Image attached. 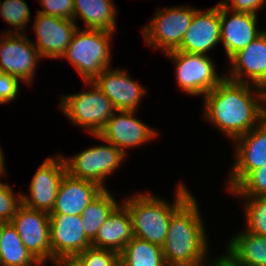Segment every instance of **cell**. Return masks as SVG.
<instances>
[{"label": "cell", "mask_w": 266, "mask_h": 266, "mask_svg": "<svg viewBox=\"0 0 266 266\" xmlns=\"http://www.w3.org/2000/svg\"><path fill=\"white\" fill-rule=\"evenodd\" d=\"M0 16L11 27H15L14 30L9 29L8 33H23V29L31 19L29 7L24 0H4L2 3L0 1Z\"/></svg>", "instance_id": "28"}, {"label": "cell", "mask_w": 266, "mask_h": 266, "mask_svg": "<svg viewBox=\"0 0 266 266\" xmlns=\"http://www.w3.org/2000/svg\"><path fill=\"white\" fill-rule=\"evenodd\" d=\"M177 187L173 204L151 193L135 194L124 200L123 205L131 216L134 237L162 247L172 215L192 196L181 183Z\"/></svg>", "instance_id": "3"}, {"label": "cell", "mask_w": 266, "mask_h": 266, "mask_svg": "<svg viewBox=\"0 0 266 266\" xmlns=\"http://www.w3.org/2000/svg\"><path fill=\"white\" fill-rule=\"evenodd\" d=\"M126 73L109 67L93 82L111 100L116 111H137L146 90Z\"/></svg>", "instance_id": "19"}, {"label": "cell", "mask_w": 266, "mask_h": 266, "mask_svg": "<svg viewBox=\"0 0 266 266\" xmlns=\"http://www.w3.org/2000/svg\"><path fill=\"white\" fill-rule=\"evenodd\" d=\"M41 265L25 248L16 228L11 222H3L0 240V266Z\"/></svg>", "instance_id": "24"}, {"label": "cell", "mask_w": 266, "mask_h": 266, "mask_svg": "<svg viewBox=\"0 0 266 266\" xmlns=\"http://www.w3.org/2000/svg\"><path fill=\"white\" fill-rule=\"evenodd\" d=\"M211 262H212L211 265L209 262L208 266H237L231 260H229L224 254Z\"/></svg>", "instance_id": "36"}, {"label": "cell", "mask_w": 266, "mask_h": 266, "mask_svg": "<svg viewBox=\"0 0 266 266\" xmlns=\"http://www.w3.org/2000/svg\"><path fill=\"white\" fill-rule=\"evenodd\" d=\"M230 193L235 196H266V165L254 169Z\"/></svg>", "instance_id": "29"}, {"label": "cell", "mask_w": 266, "mask_h": 266, "mask_svg": "<svg viewBox=\"0 0 266 266\" xmlns=\"http://www.w3.org/2000/svg\"><path fill=\"white\" fill-rule=\"evenodd\" d=\"M21 196L22 193L17 195L9 184L0 183V221L11 222L22 204Z\"/></svg>", "instance_id": "31"}, {"label": "cell", "mask_w": 266, "mask_h": 266, "mask_svg": "<svg viewBox=\"0 0 266 266\" xmlns=\"http://www.w3.org/2000/svg\"><path fill=\"white\" fill-rule=\"evenodd\" d=\"M134 237L128 209L120 204L99 228L92 247L108 249L120 254Z\"/></svg>", "instance_id": "21"}, {"label": "cell", "mask_w": 266, "mask_h": 266, "mask_svg": "<svg viewBox=\"0 0 266 266\" xmlns=\"http://www.w3.org/2000/svg\"><path fill=\"white\" fill-rule=\"evenodd\" d=\"M225 256L237 266H266V237L247 231L233 236Z\"/></svg>", "instance_id": "22"}, {"label": "cell", "mask_w": 266, "mask_h": 266, "mask_svg": "<svg viewBox=\"0 0 266 266\" xmlns=\"http://www.w3.org/2000/svg\"><path fill=\"white\" fill-rule=\"evenodd\" d=\"M113 0H74L73 20L80 17L85 29L115 32L117 11Z\"/></svg>", "instance_id": "23"}, {"label": "cell", "mask_w": 266, "mask_h": 266, "mask_svg": "<svg viewBox=\"0 0 266 266\" xmlns=\"http://www.w3.org/2000/svg\"><path fill=\"white\" fill-rule=\"evenodd\" d=\"M108 189H104L82 212L83 229L92 242L112 212L120 205Z\"/></svg>", "instance_id": "26"}, {"label": "cell", "mask_w": 266, "mask_h": 266, "mask_svg": "<svg viewBox=\"0 0 266 266\" xmlns=\"http://www.w3.org/2000/svg\"><path fill=\"white\" fill-rule=\"evenodd\" d=\"M11 223L25 248L41 265L52 260L49 213L21 204Z\"/></svg>", "instance_id": "10"}, {"label": "cell", "mask_w": 266, "mask_h": 266, "mask_svg": "<svg viewBox=\"0 0 266 266\" xmlns=\"http://www.w3.org/2000/svg\"><path fill=\"white\" fill-rule=\"evenodd\" d=\"M53 266H82L75 257H58L51 260Z\"/></svg>", "instance_id": "35"}, {"label": "cell", "mask_w": 266, "mask_h": 266, "mask_svg": "<svg viewBox=\"0 0 266 266\" xmlns=\"http://www.w3.org/2000/svg\"><path fill=\"white\" fill-rule=\"evenodd\" d=\"M33 29L37 44L34 47L42 58L59 59L64 55L78 29L74 20L36 13Z\"/></svg>", "instance_id": "15"}, {"label": "cell", "mask_w": 266, "mask_h": 266, "mask_svg": "<svg viewBox=\"0 0 266 266\" xmlns=\"http://www.w3.org/2000/svg\"><path fill=\"white\" fill-rule=\"evenodd\" d=\"M197 9L177 6L157 10L154 18L142 29L146 44L163 53L177 50Z\"/></svg>", "instance_id": "6"}, {"label": "cell", "mask_w": 266, "mask_h": 266, "mask_svg": "<svg viewBox=\"0 0 266 266\" xmlns=\"http://www.w3.org/2000/svg\"><path fill=\"white\" fill-rule=\"evenodd\" d=\"M90 90L62 96L60 108L75 125L87 128L91 135H97L116 112L111 100L93 81L85 82Z\"/></svg>", "instance_id": "5"}, {"label": "cell", "mask_w": 266, "mask_h": 266, "mask_svg": "<svg viewBox=\"0 0 266 266\" xmlns=\"http://www.w3.org/2000/svg\"><path fill=\"white\" fill-rule=\"evenodd\" d=\"M19 79L0 72V104L10 102L18 96Z\"/></svg>", "instance_id": "33"}, {"label": "cell", "mask_w": 266, "mask_h": 266, "mask_svg": "<svg viewBox=\"0 0 266 266\" xmlns=\"http://www.w3.org/2000/svg\"><path fill=\"white\" fill-rule=\"evenodd\" d=\"M80 30L78 27L62 58L70 60L84 82H91L110 67L113 33L85 28Z\"/></svg>", "instance_id": "4"}, {"label": "cell", "mask_w": 266, "mask_h": 266, "mask_svg": "<svg viewBox=\"0 0 266 266\" xmlns=\"http://www.w3.org/2000/svg\"><path fill=\"white\" fill-rule=\"evenodd\" d=\"M265 1L266 0H224L220 3L224 7L235 12L257 15L258 9H260L264 5Z\"/></svg>", "instance_id": "34"}, {"label": "cell", "mask_w": 266, "mask_h": 266, "mask_svg": "<svg viewBox=\"0 0 266 266\" xmlns=\"http://www.w3.org/2000/svg\"><path fill=\"white\" fill-rule=\"evenodd\" d=\"M98 184L77 179L67 172L62 177L51 213L82 215L86 207L103 191Z\"/></svg>", "instance_id": "20"}, {"label": "cell", "mask_w": 266, "mask_h": 266, "mask_svg": "<svg viewBox=\"0 0 266 266\" xmlns=\"http://www.w3.org/2000/svg\"><path fill=\"white\" fill-rule=\"evenodd\" d=\"M251 86L255 88L252 90ZM204 98L206 119L231 140L246 134L266 118V90L251 83L224 78Z\"/></svg>", "instance_id": "1"}, {"label": "cell", "mask_w": 266, "mask_h": 266, "mask_svg": "<svg viewBox=\"0 0 266 266\" xmlns=\"http://www.w3.org/2000/svg\"><path fill=\"white\" fill-rule=\"evenodd\" d=\"M50 244L52 260L58 257H75L92 246L83 229L81 215L50 213Z\"/></svg>", "instance_id": "14"}, {"label": "cell", "mask_w": 266, "mask_h": 266, "mask_svg": "<svg viewBox=\"0 0 266 266\" xmlns=\"http://www.w3.org/2000/svg\"><path fill=\"white\" fill-rule=\"evenodd\" d=\"M4 158L5 157L3 156V152H2L1 147H0V177L6 174L5 173V171H6L5 169L6 168H4L5 167Z\"/></svg>", "instance_id": "37"}, {"label": "cell", "mask_w": 266, "mask_h": 266, "mask_svg": "<svg viewBox=\"0 0 266 266\" xmlns=\"http://www.w3.org/2000/svg\"><path fill=\"white\" fill-rule=\"evenodd\" d=\"M120 255V266H166L162 247L133 237Z\"/></svg>", "instance_id": "25"}, {"label": "cell", "mask_w": 266, "mask_h": 266, "mask_svg": "<svg viewBox=\"0 0 266 266\" xmlns=\"http://www.w3.org/2000/svg\"><path fill=\"white\" fill-rule=\"evenodd\" d=\"M166 266H186V265H166Z\"/></svg>", "instance_id": "39"}, {"label": "cell", "mask_w": 266, "mask_h": 266, "mask_svg": "<svg viewBox=\"0 0 266 266\" xmlns=\"http://www.w3.org/2000/svg\"><path fill=\"white\" fill-rule=\"evenodd\" d=\"M75 258L82 266H120V255L117 252L92 246Z\"/></svg>", "instance_id": "30"}, {"label": "cell", "mask_w": 266, "mask_h": 266, "mask_svg": "<svg viewBox=\"0 0 266 266\" xmlns=\"http://www.w3.org/2000/svg\"><path fill=\"white\" fill-rule=\"evenodd\" d=\"M104 142L106 145L88 148L69 159L64 157L66 172L74 178L94 182L106 189L103 181L120 167L126 154L111 143Z\"/></svg>", "instance_id": "8"}, {"label": "cell", "mask_w": 266, "mask_h": 266, "mask_svg": "<svg viewBox=\"0 0 266 266\" xmlns=\"http://www.w3.org/2000/svg\"><path fill=\"white\" fill-rule=\"evenodd\" d=\"M4 32L0 38V72L28 85L33 83L35 69L42 56L33 42L22 33Z\"/></svg>", "instance_id": "9"}, {"label": "cell", "mask_w": 266, "mask_h": 266, "mask_svg": "<svg viewBox=\"0 0 266 266\" xmlns=\"http://www.w3.org/2000/svg\"><path fill=\"white\" fill-rule=\"evenodd\" d=\"M44 10L38 13L73 20L74 0H39Z\"/></svg>", "instance_id": "32"}, {"label": "cell", "mask_w": 266, "mask_h": 266, "mask_svg": "<svg viewBox=\"0 0 266 266\" xmlns=\"http://www.w3.org/2000/svg\"><path fill=\"white\" fill-rule=\"evenodd\" d=\"M229 62L232 64L231 72L225 78L248 84L250 79L252 85L266 90V31L247 47L234 54Z\"/></svg>", "instance_id": "17"}, {"label": "cell", "mask_w": 266, "mask_h": 266, "mask_svg": "<svg viewBox=\"0 0 266 266\" xmlns=\"http://www.w3.org/2000/svg\"><path fill=\"white\" fill-rule=\"evenodd\" d=\"M97 135L102 142L107 141L126 154V149L137 147L156 137V132L135 118L136 111H116Z\"/></svg>", "instance_id": "13"}, {"label": "cell", "mask_w": 266, "mask_h": 266, "mask_svg": "<svg viewBox=\"0 0 266 266\" xmlns=\"http://www.w3.org/2000/svg\"><path fill=\"white\" fill-rule=\"evenodd\" d=\"M192 195L171 217L162 245L167 265L208 266L204 223Z\"/></svg>", "instance_id": "2"}, {"label": "cell", "mask_w": 266, "mask_h": 266, "mask_svg": "<svg viewBox=\"0 0 266 266\" xmlns=\"http://www.w3.org/2000/svg\"><path fill=\"white\" fill-rule=\"evenodd\" d=\"M244 198L247 232L266 237V196H239Z\"/></svg>", "instance_id": "27"}, {"label": "cell", "mask_w": 266, "mask_h": 266, "mask_svg": "<svg viewBox=\"0 0 266 266\" xmlns=\"http://www.w3.org/2000/svg\"><path fill=\"white\" fill-rule=\"evenodd\" d=\"M230 14L232 16L229 18ZM256 24V14L235 12L220 3V41L228 59L247 47L264 32V30H258Z\"/></svg>", "instance_id": "18"}, {"label": "cell", "mask_w": 266, "mask_h": 266, "mask_svg": "<svg viewBox=\"0 0 266 266\" xmlns=\"http://www.w3.org/2000/svg\"><path fill=\"white\" fill-rule=\"evenodd\" d=\"M165 55L174 62L178 86L187 94L205 96L225 78L224 75L220 77L217 74L214 62L208 55L180 50H173Z\"/></svg>", "instance_id": "7"}, {"label": "cell", "mask_w": 266, "mask_h": 266, "mask_svg": "<svg viewBox=\"0 0 266 266\" xmlns=\"http://www.w3.org/2000/svg\"><path fill=\"white\" fill-rule=\"evenodd\" d=\"M47 158L36 170L29 187L30 196L22 194V204L30 209L51 213L59 183L66 173L64 156Z\"/></svg>", "instance_id": "11"}, {"label": "cell", "mask_w": 266, "mask_h": 266, "mask_svg": "<svg viewBox=\"0 0 266 266\" xmlns=\"http://www.w3.org/2000/svg\"><path fill=\"white\" fill-rule=\"evenodd\" d=\"M220 2L205 10H196L177 50L206 55L220 41Z\"/></svg>", "instance_id": "16"}, {"label": "cell", "mask_w": 266, "mask_h": 266, "mask_svg": "<svg viewBox=\"0 0 266 266\" xmlns=\"http://www.w3.org/2000/svg\"><path fill=\"white\" fill-rule=\"evenodd\" d=\"M233 141L236 142V161L228 178L227 191L234 190L254 169L266 165V118Z\"/></svg>", "instance_id": "12"}, {"label": "cell", "mask_w": 266, "mask_h": 266, "mask_svg": "<svg viewBox=\"0 0 266 266\" xmlns=\"http://www.w3.org/2000/svg\"><path fill=\"white\" fill-rule=\"evenodd\" d=\"M2 231H3V221H0V240H1Z\"/></svg>", "instance_id": "38"}]
</instances>
